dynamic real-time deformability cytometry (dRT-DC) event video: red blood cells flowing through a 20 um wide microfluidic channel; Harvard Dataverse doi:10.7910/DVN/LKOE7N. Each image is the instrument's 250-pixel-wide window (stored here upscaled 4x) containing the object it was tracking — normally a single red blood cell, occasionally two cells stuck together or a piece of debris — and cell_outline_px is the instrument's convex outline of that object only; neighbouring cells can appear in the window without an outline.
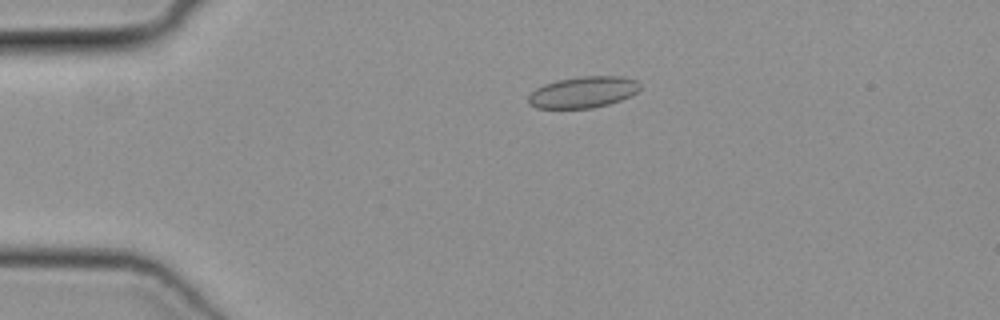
{"species": "common noctule bat (a hibernating species)", "species_latin": "Nyctalus noctula", "temperature_condition": "cold", "stored_images_in_passage": 41, "camera_frame_rate_fps": 3000, "um_per_image_px": 0.085, "animal": {"sex": "female", "body_mass_g": 19.3, "forearm_length_mm": 54.1}, "frame": {"image": 1, "passage_image": 2, "time_ms": 0.333, "image_size_px": [1000, 320], "cell_outline_px": [[640, 88], [636, 92], [620, 100], [608, 104], [592, 108], [536, 108], [528, 104], [528, 96], [536, 88], [544, 84], [556, 80], [580, 76], [624, 76], [636, 80], [640, 84]], "centroid_in_image_um": [49.54, 7.82], "position_along_channel_um": 35.5, "area_um2": 20.4}}
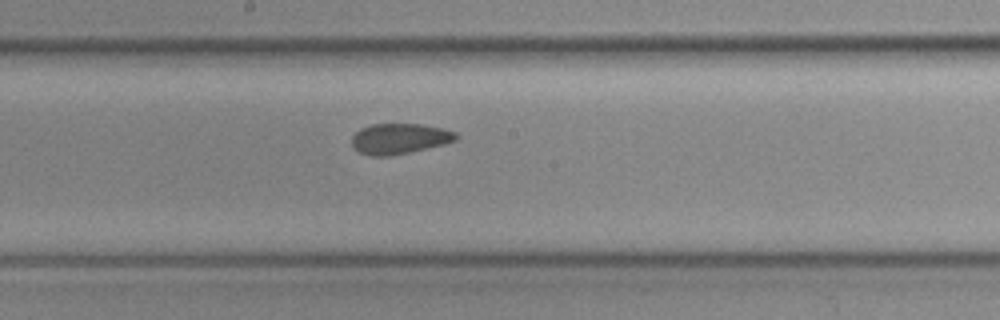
{"frame": {"image": 2, "passage_image": 18, "time_ms": 5.667, "image_size_px": [1000, 320], "cell_outline_px": [[460, 136], [456, 140], [444, 144], [408, 152], [388, 156], [372, 156], [360, 152], [352, 144], [352, 136], [360, 128], [372, 124], [420, 124], [444, 128], [456, 132]], "centroid_in_image_um": [33.98, 11.77], "position_along_channel_um": 214.2, "area_um2": 18.44}}
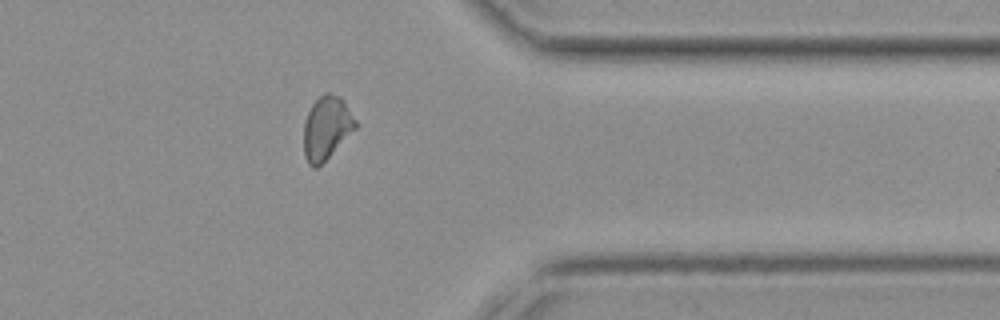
{"frame": {"image": 3, "passage_image": 31, "time_ms": 10.0, "image_size_px": [1000, 320], "cell_outline_px": [[356, 128], [316, 168], [312, 168], [308, 164], [304, 156], [304, 124], [308, 112], [312, 104], [324, 92], [328, 92], [340, 96], [344, 100], [356, 120]], "centroid_in_image_um": [27.74, 10.84], "position_along_channel_um": 383.7, "area_um2": 18.84}}